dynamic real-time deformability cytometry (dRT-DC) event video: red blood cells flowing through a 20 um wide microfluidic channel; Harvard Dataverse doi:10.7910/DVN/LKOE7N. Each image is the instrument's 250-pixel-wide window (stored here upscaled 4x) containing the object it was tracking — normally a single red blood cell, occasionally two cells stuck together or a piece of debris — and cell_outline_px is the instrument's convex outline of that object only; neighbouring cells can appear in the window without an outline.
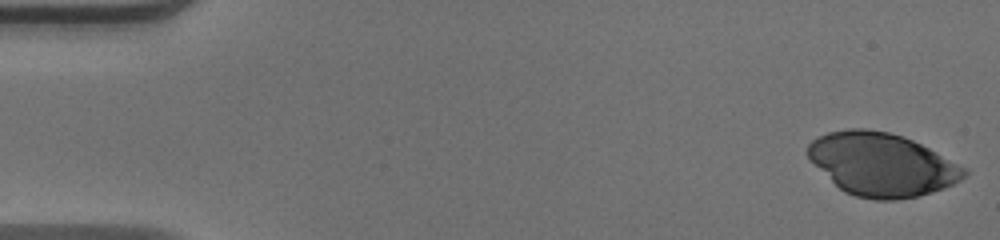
{"species": "human", "species_latin": "Homo sapiens", "temperature_condition": "warm", "stored_images_in_passage": 49, "camera_frame_rate_fps": 3000, "um_per_image_px": 0.085, "donor": {"sex": "male"}, "frame": {"image": 1, "passage_image": 1, "time_ms": 0.0, "image_size_px": [1000, 240], "cell_outline_px": [[968, 172], [960, 180], [944, 188], [920, 196], [896, 200], [876, 200], [856, 196], [844, 192], [808, 160], [804, 152], [808, 144], [812, 140], [828, 132], [848, 128], [864, 128], [888, 132], [912, 140], [968, 168]], "centroid_in_image_um": [74.92, 13.98], "position_along_channel_um": 10.1, "area_um2": 57.57}}